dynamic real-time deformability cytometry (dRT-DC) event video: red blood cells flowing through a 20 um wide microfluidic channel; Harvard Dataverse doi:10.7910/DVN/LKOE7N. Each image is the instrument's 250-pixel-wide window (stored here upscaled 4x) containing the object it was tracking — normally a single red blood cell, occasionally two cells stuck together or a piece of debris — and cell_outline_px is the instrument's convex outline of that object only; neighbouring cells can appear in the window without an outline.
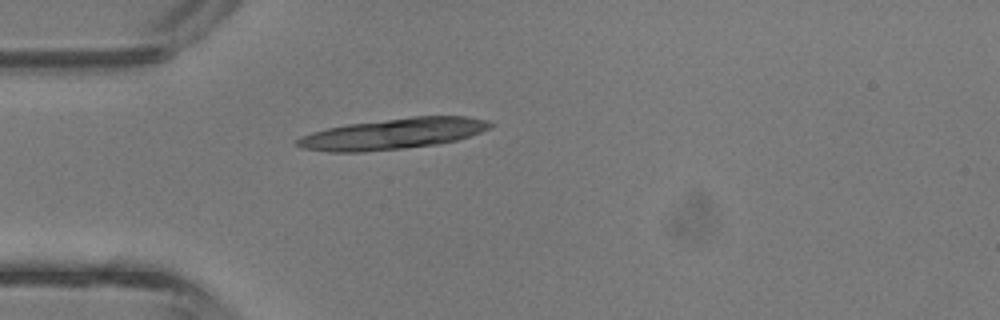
{"species": "common noctule bat (a hibernating species)", "species_latin": "Nyctalus noctula", "temperature_condition": "room temperature", "stored_images_in_passage": 1, "camera_frame_rate_fps": 3000, "um_per_image_px": 0.085, "animal": {"sex": "male", "body_mass_g": 13.3}, "frame": {"image": 1, "passage_image": 1, "time_ms": 0.0, "image_size_px": [1000, 320], "cell_outline_px": [[492, 124], [488, 128], [480, 132], [456, 140], [440, 144], [404, 148], [364, 152], [328, 152], [300, 148], [296, 144], [296, 140], [300, 136], [312, 132], [328, 128], [348, 124], [412, 116], [468, 116], [488, 120]], "centroid_in_image_um": [33.37, 11.37], "position_along_channel_um": 51.6, "area_um2": 34.74}}